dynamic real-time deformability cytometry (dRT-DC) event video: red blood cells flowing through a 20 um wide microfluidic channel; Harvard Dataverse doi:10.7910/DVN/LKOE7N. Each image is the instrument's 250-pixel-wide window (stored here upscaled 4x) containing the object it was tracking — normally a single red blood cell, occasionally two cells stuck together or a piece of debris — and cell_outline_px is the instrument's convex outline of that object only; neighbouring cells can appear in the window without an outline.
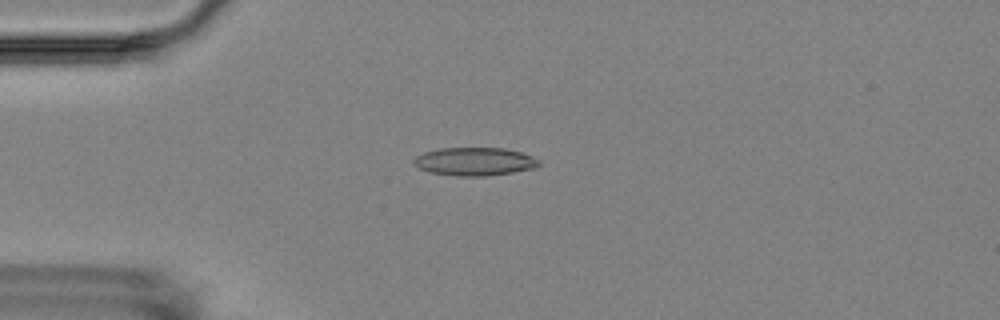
{"species": "Egyptian fruit bat (a non-hibernating species)", "species_latin": "Rousettus aegyptiacus", "temperature_condition": "room temperature", "stored_images_in_passage": 4, "camera_frame_rate_fps": 3000, "um_per_image_px": 0.085, "animal": {"sex": "female"}, "frame": {"image": 1, "passage_image": 4, "time_ms": 4.333, "image_size_px": [1000, 320], "cell_outline_px": [[540, 164], [536, 168], [512, 172], [484, 176], [456, 176], [432, 172], [420, 168], [412, 164], [412, 160], [416, 156], [424, 152], [440, 148], [504, 148], [520, 152], [532, 156], [540, 160]], "centroid_in_image_um": [40.34, 13.72], "position_along_channel_um": 44.7, "area_um2": 20.52}}